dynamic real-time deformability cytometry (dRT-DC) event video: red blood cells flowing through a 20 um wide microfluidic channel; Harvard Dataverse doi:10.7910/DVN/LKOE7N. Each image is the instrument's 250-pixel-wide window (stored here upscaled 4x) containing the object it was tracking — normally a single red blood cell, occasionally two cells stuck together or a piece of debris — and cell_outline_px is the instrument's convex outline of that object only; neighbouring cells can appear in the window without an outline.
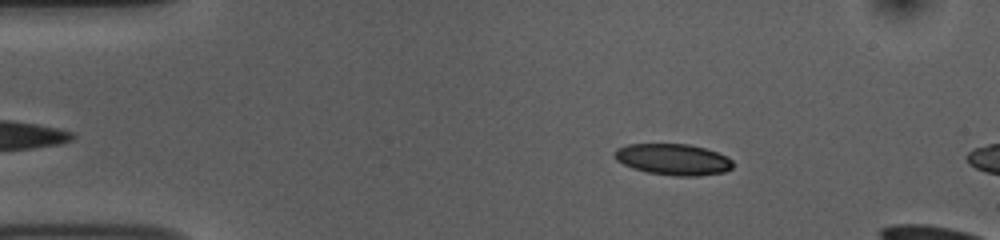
{"species": "common noctule bat (a hibernating species)", "species_latin": "Nyctalus noctula", "temperature_condition": "room temperature", "stored_images_in_passage": 5, "camera_frame_rate_fps": 3000, "um_per_image_px": 0.085, "animal": {"sex": "female", "body_mass_g": 10.0, "forearm_length_mm": 53.1}, "frame": {"image": 1, "passage_image": 1, "time_ms": 0.0, "image_size_px": [1000, 240], "cell_outline_px": [[732, 168], [724, 172], [696, 176], [676, 176], [648, 172], [632, 168], [616, 160], [612, 152], [616, 148], [628, 144], [688, 144], [704, 148], [728, 156], [732, 160]], "centroid_in_image_um": [57.19, 13.54], "position_along_channel_um": 27.8, "area_um2": 21.56}}